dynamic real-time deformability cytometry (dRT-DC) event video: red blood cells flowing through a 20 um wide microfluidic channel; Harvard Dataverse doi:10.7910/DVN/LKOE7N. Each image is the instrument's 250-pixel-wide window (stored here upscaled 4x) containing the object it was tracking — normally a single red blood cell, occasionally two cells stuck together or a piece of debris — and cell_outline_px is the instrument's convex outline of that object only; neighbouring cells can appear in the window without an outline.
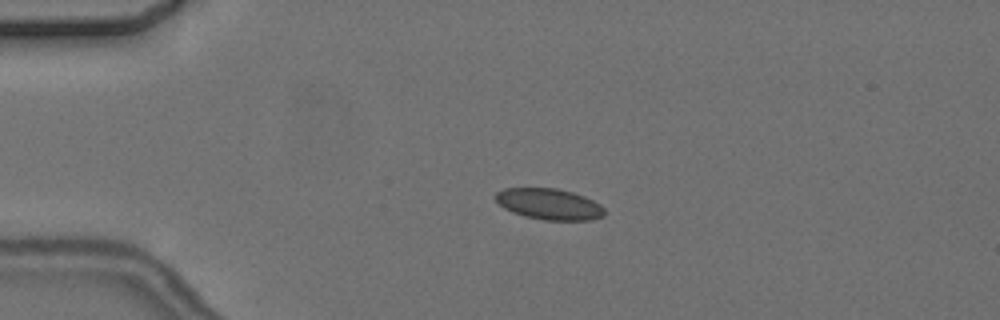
{"species": "common noctule bat (a hibernating species)", "species_latin": "Nyctalus noctula", "temperature_condition": "cold", "stored_images_in_passage": 4, "camera_frame_rate_fps": 3000, "um_per_image_px": 0.085, "animal": {"sex": "female", "body_mass_g": 24.6, "forearm_length_mm": 56.2}, "frame": {"image": 1, "passage_image": 3, "time_ms": 2.0, "image_size_px": [1000, 320], "cell_outline_px": [[604, 216], [588, 220], [544, 220], [524, 216], [512, 212], [504, 208], [496, 200], [496, 192], [504, 188], [556, 188], [572, 192], [584, 196], [600, 204], [604, 208]], "centroid_in_image_um": [46.68, 17.34], "position_along_channel_um": 38.3, "area_um2": 19.65}}